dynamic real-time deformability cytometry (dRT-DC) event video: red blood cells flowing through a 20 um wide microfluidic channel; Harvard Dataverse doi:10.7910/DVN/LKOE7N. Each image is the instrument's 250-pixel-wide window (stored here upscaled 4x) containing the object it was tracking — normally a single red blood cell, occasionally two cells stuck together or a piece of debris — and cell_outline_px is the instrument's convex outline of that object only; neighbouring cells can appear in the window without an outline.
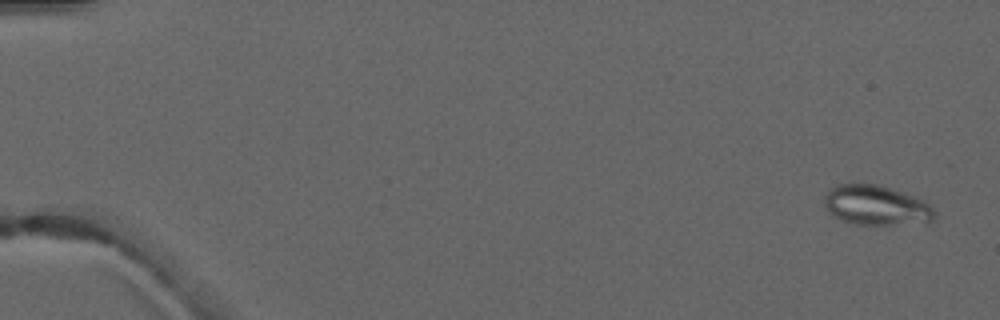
{"species": "common noctule bat (a hibernating species)", "species_latin": "Nyctalus noctula", "temperature_condition": "warm", "stored_images_in_passage": 5, "camera_frame_rate_fps": 3000, "um_per_image_px": 0.085, "animal": {"sex": "male", "forearm_length_mm": 52.5}, "frame": {"image": 1, "passage_image": 1, "time_ms": 0.0, "image_size_px": [1000, 320], "cell_outline_px": [[936, 216], [932, 220], [888, 224], [856, 224], [844, 220], [828, 212], [824, 204], [824, 196], [828, 188], [836, 184], [876, 184], [912, 196], [928, 204], [936, 212]], "centroid_in_image_um": [74.39, 17.43], "position_along_channel_um": 10.6, "area_um2": 24.85}}